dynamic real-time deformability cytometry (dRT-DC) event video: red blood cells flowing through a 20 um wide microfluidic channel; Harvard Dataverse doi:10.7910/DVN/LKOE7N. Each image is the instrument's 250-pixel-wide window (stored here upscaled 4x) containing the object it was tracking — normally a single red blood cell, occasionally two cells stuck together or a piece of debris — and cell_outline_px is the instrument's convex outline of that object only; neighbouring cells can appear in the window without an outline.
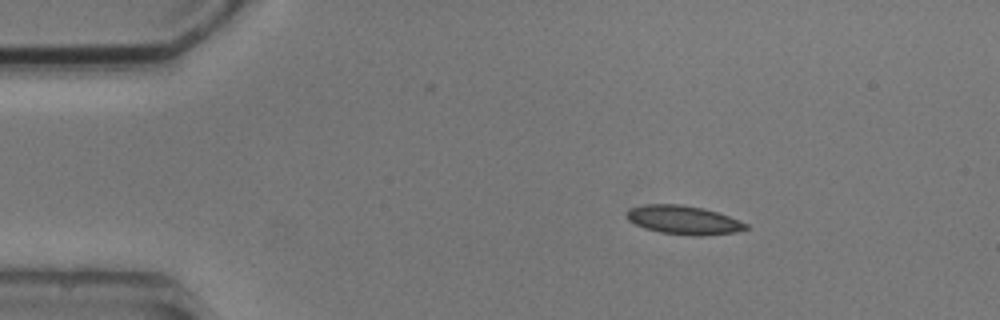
{"species": "common noctule bat (a hibernating species)", "species_latin": "Nyctalus noctula", "temperature_condition": "cold", "stored_images_in_passage": 3, "camera_frame_rate_fps": 3000, "um_per_image_px": 0.085, "animal": {"sex": "male", "body_mass_g": 20.5, "forearm_length_mm": 52.5}, "frame": {"image": 1, "passage_image": 1, "time_ms": 0.0, "image_size_px": [1000, 320], "cell_outline_px": [[748, 228], [736, 232], [700, 236], [660, 232], [644, 228], [628, 220], [628, 208], [644, 204], [680, 204], [704, 208], [728, 216], [748, 224]], "centroid_in_image_um": [58.1, 18.69], "position_along_channel_um": 26.9, "area_um2": 19.77}}
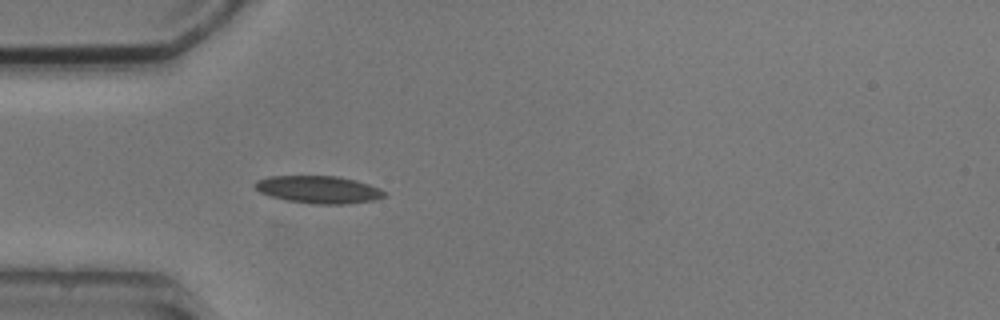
{"frame": {"image": 2, "passage_image": 3, "time_ms": 2.333, "image_size_px": [1000, 320], "cell_outline_px": [[388, 196], [372, 200], [344, 204], [316, 204], [284, 200], [260, 192], [252, 184], [256, 180], [268, 176], [336, 176], [356, 180], [380, 188], [388, 192]], "centroid_in_image_um": [27.09, 16.11], "position_along_channel_um": 57.9, "area_um2": 20.81}}